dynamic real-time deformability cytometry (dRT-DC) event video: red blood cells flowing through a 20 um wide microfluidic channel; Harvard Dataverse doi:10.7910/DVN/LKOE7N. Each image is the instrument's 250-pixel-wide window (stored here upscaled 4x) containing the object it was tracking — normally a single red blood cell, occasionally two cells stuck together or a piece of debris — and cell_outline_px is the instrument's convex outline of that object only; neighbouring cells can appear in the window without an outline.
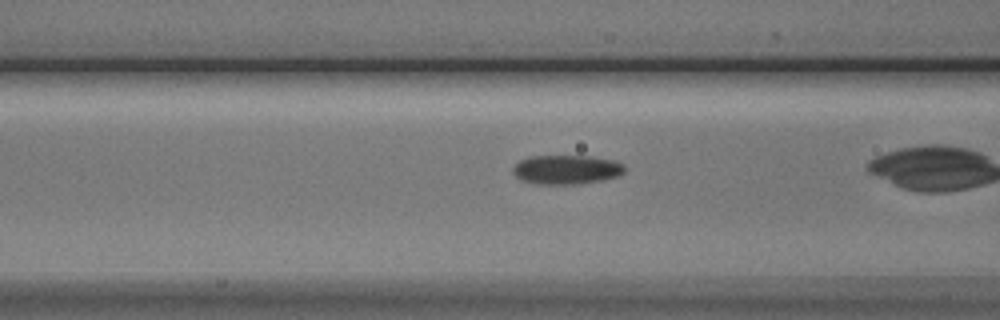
{"species": "Egyptian fruit bat (a non-hibernating species)", "species_latin": "Rousettus aegyptiacus", "temperature_condition": "cold", "stored_images_in_passage": 37, "camera_frame_rate_fps": 3000, "um_per_image_px": 0.085, "animal": {"sex": "male"}, "frame": {"image": 1, "passage_image": 16, "time_ms": 5.0, "image_size_px": [1000, 320], "cell_outline_px": [[628, 168], [620, 176], [604, 180], [580, 184], [532, 184], [520, 180], [512, 172], [512, 168], [520, 160], [528, 156], [588, 156], [616, 160], [624, 164]], "centroid_in_image_um": [48.18, 14.42], "position_along_channel_um": 118.4, "area_um2": 19.48}}
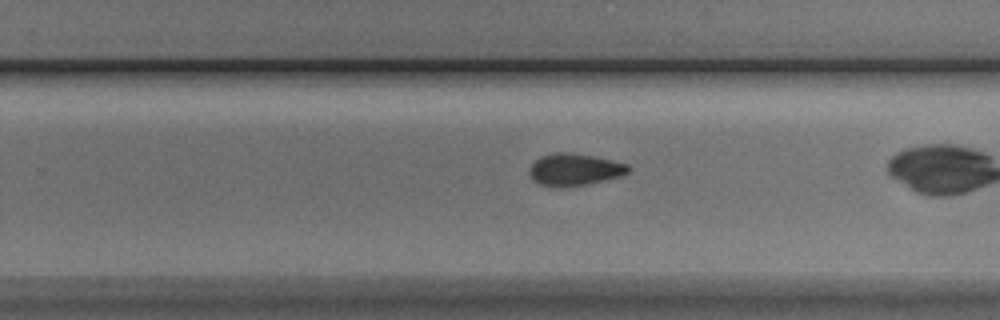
{"frame": {"image": 2, "passage_image": 29, "time_ms": 9.333, "image_size_px": [1000, 320], "cell_outline_px": [[632, 168], [628, 172], [620, 176], [584, 184], [564, 188], [552, 188], [536, 184], [532, 180], [528, 172], [528, 168], [540, 156], [552, 152], [568, 152], [592, 156], [612, 160], [628, 164]], "centroid_in_image_um": [48.76, 14.42], "position_along_channel_um": 281.0, "area_um2": 18.79}}
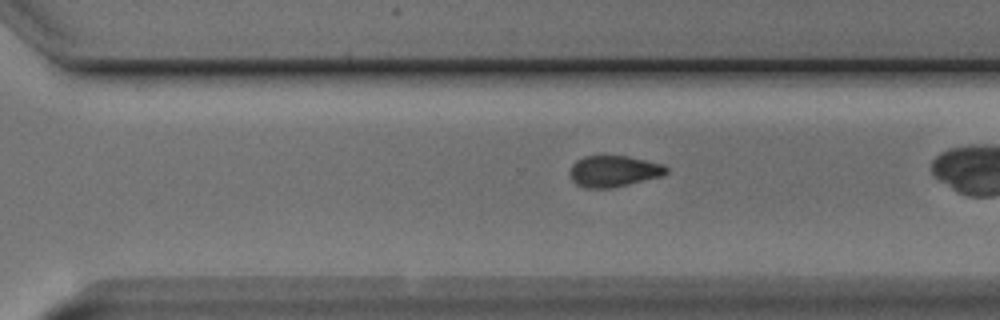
{"frame": {"image": 3, "passage_image": 32, "time_ms": 10.333, "image_size_px": [1000, 320], "cell_outline_px": [[668, 172], [664, 176], [612, 188], [584, 188], [576, 184], [572, 180], [568, 172], [572, 164], [576, 160], [584, 156], [628, 156], [664, 164], [668, 168]], "centroid_in_image_um": [52.17, 14.56], "position_along_channel_um": 318.4, "area_um2": 17.86}}